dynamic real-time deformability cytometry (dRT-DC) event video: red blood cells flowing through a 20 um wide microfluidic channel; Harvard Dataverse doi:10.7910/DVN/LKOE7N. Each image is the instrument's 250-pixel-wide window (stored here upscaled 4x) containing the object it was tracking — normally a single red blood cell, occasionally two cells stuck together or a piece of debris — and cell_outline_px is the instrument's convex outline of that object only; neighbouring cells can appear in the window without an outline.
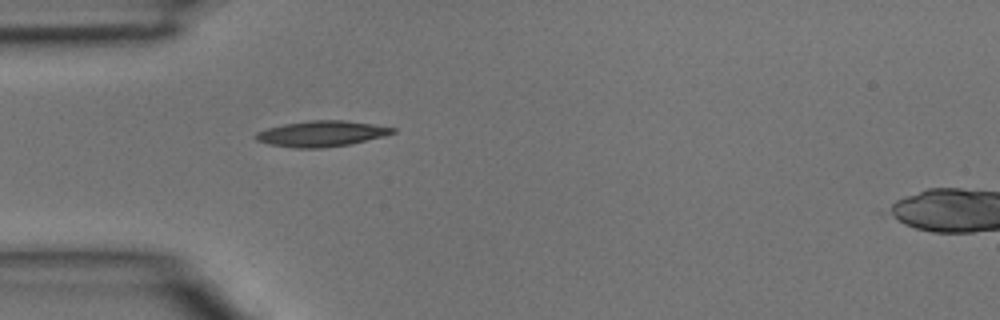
{"species": "common noctule bat (a hibernating species)", "species_latin": "Nyctalus noctula", "temperature_condition": "room temperature", "stored_images_in_passage": 32, "camera_frame_rate_fps": 3000, "um_per_image_px": 0.085, "animal": {"sex": "male", "body_mass_g": 15.6}, "frame": {"image": 1, "passage_image": 1, "time_ms": 0.0, "image_size_px": [1000, 320], "cell_outline_px": [[396, 132], [384, 136], [348, 144], [320, 148], [296, 148], [268, 144], [256, 140], [252, 136], [256, 132], [268, 128], [284, 124], [312, 120], [344, 120], [372, 124], [396, 128]], "centroid_in_image_um": [27.29, 11.36], "position_along_channel_um": 57.7, "area_um2": 20.4}}
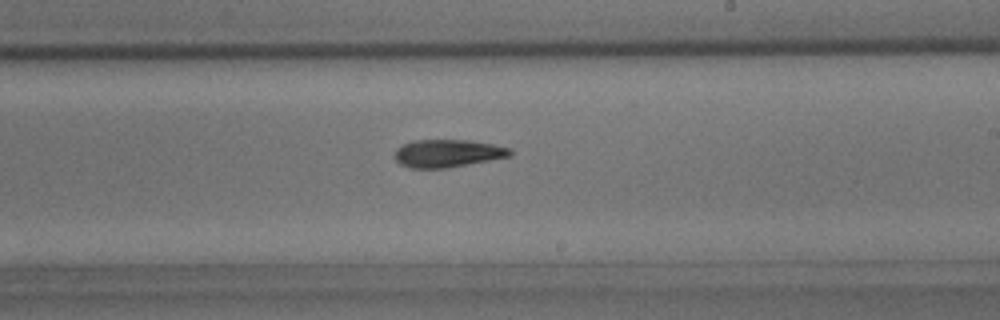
{"frame": {"image": 2, "passage_image": 14, "time_ms": 4.333, "image_size_px": [1000, 320], "cell_outline_px": [[512, 156], [444, 168], [412, 168], [400, 164], [392, 156], [396, 148], [412, 140], [468, 140], [492, 144], [512, 148]], "centroid_in_image_um": [38.02, 13.02], "position_along_channel_um": 251.0, "area_um2": 18.67}}
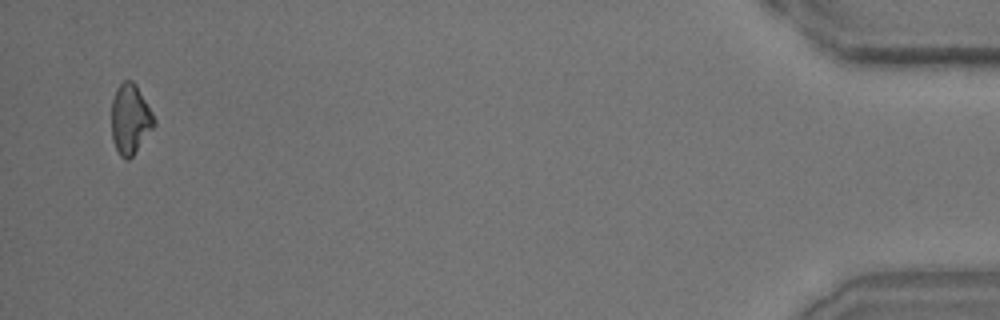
{"frame": {"image": 3, "passage_image": 31, "time_ms": 10.0, "image_size_px": [1000, 320], "cell_outline_px": [[156, 124], [132, 156], [128, 160], [124, 160], [120, 156], [112, 140], [112, 100], [116, 88], [124, 80], [132, 80], [136, 84], [152, 112], [156, 120]], "centroid_in_image_um": [11.07, 10.12], "position_along_channel_um": 424.1, "area_um2": 17.34}}